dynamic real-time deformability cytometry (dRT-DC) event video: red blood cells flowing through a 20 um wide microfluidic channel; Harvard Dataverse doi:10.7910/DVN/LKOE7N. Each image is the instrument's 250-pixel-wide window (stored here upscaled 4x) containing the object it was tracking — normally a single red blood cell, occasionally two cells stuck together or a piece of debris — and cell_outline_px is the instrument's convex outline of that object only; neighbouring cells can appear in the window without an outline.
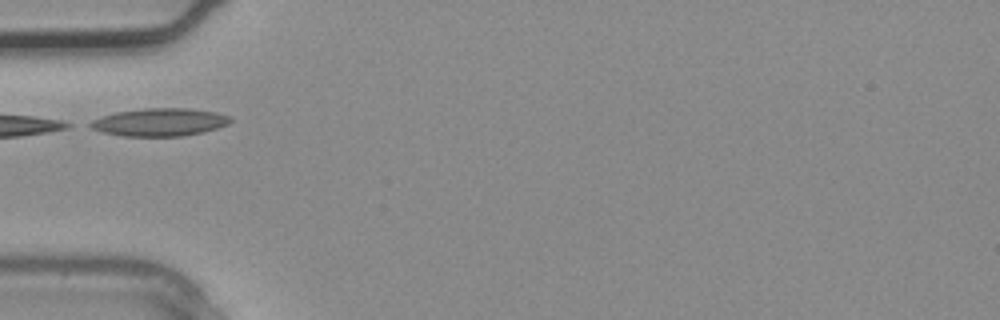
{"species": "common noctule bat (a hibernating species)", "species_latin": "Nyctalus noctula", "temperature_condition": "warm", "stored_images_in_passage": 2, "camera_frame_rate_fps": 3000, "um_per_image_px": 0.085, "animal": {"sex": "male", "body_mass_g": 20.4}, "frame": {"image": 1, "passage_image": 2, "time_ms": 0.333, "image_size_px": [1000, 320], "cell_outline_px": [[232, 120], [228, 124], [204, 132], [184, 136], [124, 136], [104, 132], [92, 128], [84, 124], [100, 116], [116, 112], [144, 108], [188, 108], [216, 112], [232, 116]], "centroid_in_image_um": [13.57, 10.38], "position_along_channel_um": 71.4, "area_um2": 22.89}}